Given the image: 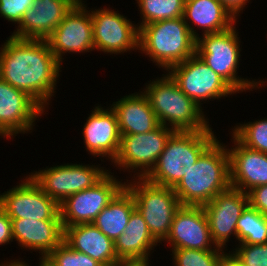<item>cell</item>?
<instances>
[{
	"label": "cell",
	"instance_id": "4dcf8cb0",
	"mask_svg": "<svg viewBox=\"0 0 267 266\" xmlns=\"http://www.w3.org/2000/svg\"><path fill=\"white\" fill-rule=\"evenodd\" d=\"M46 258L51 261L54 266H103L90 256L73 250L64 241L52 250Z\"/></svg>",
	"mask_w": 267,
	"mask_h": 266
},
{
	"label": "cell",
	"instance_id": "9c48e42d",
	"mask_svg": "<svg viewBox=\"0 0 267 266\" xmlns=\"http://www.w3.org/2000/svg\"><path fill=\"white\" fill-rule=\"evenodd\" d=\"M174 130L159 125L154 130L142 134L121 135L116 158L110 163L119 171L132 173V178H145L155 167L166 141Z\"/></svg>",
	"mask_w": 267,
	"mask_h": 266
},
{
	"label": "cell",
	"instance_id": "2e32d148",
	"mask_svg": "<svg viewBox=\"0 0 267 266\" xmlns=\"http://www.w3.org/2000/svg\"><path fill=\"white\" fill-rule=\"evenodd\" d=\"M248 205V194L230 187L202 206L208 218L212 240L217 247L227 251L230 238L234 236L233 239L237 241L236 224Z\"/></svg>",
	"mask_w": 267,
	"mask_h": 266
},
{
	"label": "cell",
	"instance_id": "7c38bea8",
	"mask_svg": "<svg viewBox=\"0 0 267 266\" xmlns=\"http://www.w3.org/2000/svg\"><path fill=\"white\" fill-rule=\"evenodd\" d=\"M113 174V175H112ZM110 172L94 187L84 189L67 197L60 205L63 227L92 223L99 213L109 205L125 187V181Z\"/></svg>",
	"mask_w": 267,
	"mask_h": 266
},
{
	"label": "cell",
	"instance_id": "44dd1931",
	"mask_svg": "<svg viewBox=\"0 0 267 266\" xmlns=\"http://www.w3.org/2000/svg\"><path fill=\"white\" fill-rule=\"evenodd\" d=\"M13 241L39 257H46L64 238L61 220L11 219ZM41 255V256H40Z\"/></svg>",
	"mask_w": 267,
	"mask_h": 266
},
{
	"label": "cell",
	"instance_id": "9a60e30c",
	"mask_svg": "<svg viewBox=\"0 0 267 266\" xmlns=\"http://www.w3.org/2000/svg\"><path fill=\"white\" fill-rule=\"evenodd\" d=\"M46 111L26 92L0 78V138L14 139L32 133ZM40 118V119H39Z\"/></svg>",
	"mask_w": 267,
	"mask_h": 266
},
{
	"label": "cell",
	"instance_id": "8d00e7d4",
	"mask_svg": "<svg viewBox=\"0 0 267 266\" xmlns=\"http://www.w3.org/2000/svg\"><path fill=\"white\" fill-rule=\"evenodd\" d=\"M151 259L120 260L116 266H151Z\"/></svg>",
	"mask_w": 267,
	"mask_h": 266
},
{
	"label": "cell",
	"instance_id": "7402d4cb",
	"mask_svg": "<svg viewBox=\"0 0 267 266\" xmlns=\"http://www.w3.org/2000/svg\"><path fill=\"white\" fill-rule=\"evenodd\" d=\"M63 241L73 250L84 253L103 266H116L120 261L115 253L114 242L93 223L63 227Z\"/></svg>",
	"mask_w": 267,
	"mask_h": 266
},
{
	"label": "cell",
	"instance_id": "3957f363",
	"mask_svg": "<svg viewBox=\"0 0 267 266\" xmlns=\"http://www.w3.org/2000/svg\"><path fill=\"white\" fill-rule=\"evenodd\" d=\"M163 72L166 74L148 81L142 90L159 123L174 131L210 130L205 109L185 95L172 77Z\"/></svg>",
	"mask_w": 267,
	"mask_h": 266
},
{
	"label": "cell",
	"instance_id": "f1b7e54d",
	"mask_svg": "<svg viewBox=\"0 0 267 266\" xmlns=\"http://www.w3.org/2000/svg\"><path fill=\"white\" fill-rule=\"evenodd\" d=\"M242 145L267 154V118L238 123L230 129Z\"/></svg>",
	"mask_w": 267,
	"mask_h": 266
},
{
	"label": "cell",
	"instance_id": "cb8c5ba5",
	"mask_svg": "<svg viewBox=\"0 0 267 266\" xmlns=\"http://www.w3.org/2000/svg\"><path fill=\"white\" fill-rule=\"evenodd\" d=\"M183 19L192 35L197 39L201 35L228 30L237 23V19L219 0L185 1ZM197 26V29L195 27Z\"/></svg>",
	"mask_w": 267,
	"mask_h": 266
},
{
	"label": "cell",
	"instance_id": "6da1fadb",
	"mask_svg": "<svg viewBox=\"0 0 267 266\" xmlns=\"http://www.w3.org/2000/svg\"><path fill=\"white\" fill-rule=\"evenodd\" d=\"M5 41L0 45V78L26 92L48 112L62 64L46 40L9 36Z\"/></svg>",
	"mask_w": 267,
	"mask_h": 266
},
{
	"label": "cell",
	"instance_id": "8992f818",
	"mask_svg": "<svg viewBox=\"0 0 267 266\" xmlns=\"http://www.w3.org/2000/svg\"><path fill=\"white\" fill-rule=\"evenodd\" d=\"M240 45L241 40L235 24L222 32L200 35L196 39V54L239 94L267 87V79H247L237 75L242 60Z\"/></svg>",
	"mask_w": 267,
	"mask_h": 266
},
{
	"label": "cell",
	"instance_id": "d6a6232c",
	"mask_svg": "<svg viewBox=\"0 0 267 266\" xmlns=\"http://www.w3.org/2000/svg\"><path fill=\"white\" fill-rule=\"evenodd\" d=\"M33 1L34 0H0V17L18 26L25 12L33 5Z\"/></svg>",
	"mask_w": 267,
	"mask_h": 266
},
{
	"label": "cell",
	"instance_id": "7a4b0ae2",
	"mask_svg": "<svg viewBox=\"0 0 267 266\" xmlns=\"http://www.w3.org/2000/svg\"><path fill=\"white\" fill-rule=\"evenodd\" d=\"M230 187L227 145L217 138L173 189L181 205L203 206Z\"/></svg>",
	"mask_w": 267,
	"mask_h": 266
},
{
	"label": "cell",
	"instance_id": "1f68e13d",
	"mask_svg": "<svg viewBox=\"0 0 267 266\" xmlns=\"http://www.w3.org/2000/svg\"><path fill=\"white\" fill-rule=\"evenodd\" d=\"M230 252L245 266H267V243H238Z\"/></svg>",
	"mask_w": 267,
	"mask_h": 266
},
{
	"label": "cell",
	"instance_id": "5bb4252c",
	"mask_svg": "<svg viewBox=\"0 0 267 266\" xmlns=\"http://www.w3.org/2000/svg\"><path fill=\"white\" fill-rule=\"evenodd\" d=\"M0 194V207L10 219L61 220L59 204L27 175ZM25 178V179H24Z\"/></svg>",
	"mask_w": 267,
	"mask_h": 266
},
{
	"label": "cell",
	"instance_id": "d590c367",
	"mask_svg": "<svg viewBox=\"0 0 267 266\" xmlns=\"http://www.w3.org/2000/svg\"><path fill=\"white\" fill-rule=\"evenodd\" d=\"M222 5L238 20L247 3L251 0H219Z\"/></svg>",
	"mask_w": 267,
	"mask_h": 266
},
{
	"label": "cell",
	"instance_id": "8fae6325",
	"mask_svg": "<svg viewBox=\"0 0 267 266\" xmlns=\"http://www.w3.org/2000/svg\"><path fill=\"white\" fill-rule=\"evenodd\" d=\"M90 9L95 51L116 56L139 50V28L135 21L112 7Z\"/></svg>",
	"mask_w": 267,
	"mask_h": 266
},
{
	"label": "cell",
	"instance_id": "5b68a950",
	"mask_svg": "<svg viewBox=\"0 0 267 266\" xmlns=\"http://www.w3.org/2000/svg\"><path fill=\"white\" fill-rule=\"evenodd\" d=\"M213 128L201 131H174L166 141L155 167L145 177L152 184L174 188L217 139Z\"/></svg>",
	"mask_w": 267,
	"mask_h": 266
},
{
	"label": "cell",
	"instance_id": "ba28073f",
	"mask_svg": "<svg viewBox=\"0 0 267 266\" xmlns=\"http://www.w3.org/2000/svg\"><path fill=\"white\" fill-rule=\"evenodd\" d=\"M64 163L40 168L28 175L59 205L70 195L94 187L109 172L102 164Z\"/></svg>",
	"mask_w": 267,
	"mask_h": 266
},
{
	"label": "cell",
	"instance_id": "e575fe53",
	"mask_svg": "<svg viewBox=\"0 0 267 266\" xmlns=\"http://www.w3.org/2000/svg\"><path fill=\"white\" fill-rule=\"evenodd\" d=\"M13 242L12 221L0 207V246Z\"/></svg>",
	"mask_w": 267,
	"mask_h": 266
},
{
	"label": "cell",
	"instance_id": "836d02e7",
	"mask_svg": "<svg viewBox=\"0 0 267 266\" xmlns=\"http://www.w3.org/2000/svg\"><path fill=\"white\" fill-rule=\"evenodd\" d=\"M249 205L261 214L267 215V184L260 185L248 193Z\"/></svg>",
	"mask_w": 267,
	"mask_h": 266
},
{
	"label": "cell",
	"instance_id": "f546056e",
	"mask_svg": "<svg viewBox=\"0 0 267 266\" xmlns=\"http://www.w3.org/2000/svg\"><path fill=\"white\" fill-rule=\"evenodd\" d=\"M173 266H221L226 250L172 249Z\"/></svg>",
	"mask_w": 267,
	"mask_h": 266
},
{
	"label": "cell",
	"instance_id": "277c9868",
	"mask_svg": "<svg viewBox=\"0 0 267 266\" xmlns=\"http://www.w3.org/2000/svg\"><path fill=\"white\" fill-rule=\"evenodd\" d=\"M139 53L167 71L196 54V38L183 16L143 25L139 29Z\"/></svg>",
	"mask_w": 267,
	"mask_h": 266
},
{
	"label": "cell",
	"instance_id": "30bf717a",
	"mask_svg": "<svg viewBox=\"0 0 267 266\" xmlns=\"http://www.w3.org/2000/svg\"><path fill=\"white\" fill-rule=\"evenodd\" d=\"M185 95L200 108L204 103L237 95V91L195 54L166 71ZM210 100V101H209Z\"/></svg>",
	"mask_w": 267,
	"mask_h": 266
},
{
	"label": "cell",
	"instance_id": "ab89813d",
	"mask_svg": "<svg viewBox=\"0 0 267 266\" xmlns=\"http://www.w3.org/2000/svg\"><path fill=\"white\" fill-rule=\"evenodd\" d=\"M0 266H26L23 262L7 261V259L0 262Z\"/></svg>",
	"mask_w": 267,
	"mask_h": 266
},
{
	"label": "cell",
	"instance_id": "d4e9b609",
	"mask_svg": "<svg viewBox=\"0 0 267 266\" xmlns=\"http://www.w3.org/2000/svg\"><path fill=\"white\" fill-rule=\"evenodd\" d=\"M158 243L135 208L124 232L114 241V249L119 260L148 259L156 251L155 247L160 246Z\"/></svg>",
	"mask_w": 267,
	"mask_h": 266
},
{
	"label": "cell",
	"instance_id": "484cf974",
	"mask_svg": "<svg viewBox=\"0 0 267 266\" xmlns=\"http://www.w3.org/2000/svg\"><path fill=\"white\" fill-rule=\"evenodd\" d=\"M135 208L133 195L124 187L92 223L114 242L124 232Z\"/></svg>",
	"mask_w": 267,
	"mask_h": 266
},
{
	"label": "cell",
	"instance_id": "d6986e66",
	"mask_svg": "<svg viewBox=\"0 0 267 266\" xmlns=\"http://www.w3.org/2000/svg\"><path fill=\"white\" fill-rule=\"evenodd\" d=\"M79 0H34L10 36L46 40Z\"/></svg>",
	"mask_w": 267,
	"mask_h": 266
},
{
	"label": "cell",
	"instance_id": "74e56055",
	"mask_svg": "<svg viewBox=\"0 0 267 266\" xmlns=\"http://www.w3.org/2000/svg\"><path fill=\"white\" fill-rule=\"evenodd\" d=\"M229 252V253H227ZM225 252L222 258L221 266H245L239 259H237L230 251Z\"/></svg>",
	"mask_w": 267,
	"mask_h": 266
},
{
	"label": "cell",
	"instance_id": "603a6c76",
	"mask_svg": "<svg viewBox=\"0 0 267 266\" xmlns=\"http://www.w3.org/2000/svg\"><path fill=\"white\" fill-rule=\"evenodd\" d=\"M116 100L110 106L117 115L120 135L147 133L160 125L141 90Z\"/></svg>",
	"mask_w": 267,
	"mask_h": 266
},
{
	"label": "cell",
	"instance_id": "4316f807",
	"mask_svg": "<svg viewBox=\"0 0 267 266\" xmlns=\"http://www.w3.org/2000/svg\"><path fill=\"white\" fill-rule=\"evenodd\" d=\"M236 230L238 243H267V215L248 205L237 221Z\"/></svg>",
	"mask_w": 267,
	"mask_h": 266
},
{
	"label": "cell",
	"instance_id": "ac0fdd59",
	"mask_svg": "<svg viewBox=\"0 0 267 266\" xmlns=\"http://www.w3.org/2000/svg\"><path fill=\"white\" fill-rule=\"evenodd\" d=\"M83 125L84 146L88 154L113 162L120 146L121 135L115 111L109 105L107 108L95 104ZM103 159V160H102Z\"/></svg>",
	"mask_w": 267,
	"mask_h": 266
},
{
	"label": "cell",
	"instance_id": "4fadbf2b",
	"mask_svg": "<svg viewBox=\"0 0 267 266\" xmlns=\"http://www.w3.org/2000/svg\"><path fill=\"white\" fill-rule=\"evenodd\" d=\"M86 0H79L46 39L55 57L63 64L67 53L94 51L93 21Z\"/></svg>",
	"mask_w": 267,
	"mask_h": 266
},
{
	"label": "cell",
	"instance_id": "83f0119b",
	"mask_svg": "<svg viewBox=\"0 0 267 266\" xmlns=\"http://www.w3.org/2000/svg\"><path fill=\"white\" fill-rule=\"evenodd\" d=\"M140 11L137 27L183 16L185 0H135Z\"/></svg>",
	"mask_w": 267,
	"mask_h": 266
},
{
	"label": "cell",
	"instance_id": "e0dca14e",
	"mask_svg": "<svg viewBox=\"0 0 267 266\" xmlns=\"http://www.w3.org/2000/svg\"><path fill=\"white\" fill-rule=\"evenodd\" d=\"M163 243L172 249L224 250L213 242L202 206L181 205Z\"/></svg>",
	"mask_w": 267,
	"mask_h": 266
},
{
	"label": "cell",
	"instance_id": "f35d334b",
	"mask_svg": "<svg viewBox=\"0 0 267 266\" xmlns=\"http://www.w3.org/2000/svg\"><path fill=\"white\" fill-rule=\"evenodd\" d=\"M9 261L23 262L26 266H31L30 263L25 262L24 259L20 257L19 259L18 258L17 259L14 258L13 260L9 259ZM37 261H39L38 266H54L53 263H51V261H49L46 257H40L39 260Z\"/></svg>",
	"mask_w": 267,
	"mask_h": 266
},
{
	"label": "cell",
	"instance_id": "ffe728a7",
	"mask_svg": "<svg viewBox=\"0 0 267 266\" xmlns=\"http://www.w3.org/2000/svg\"><path fill=\"white\" fill-rule=\"evenodd\" d=\"M232 147L227 145L230 157L231 187L248 193L267 184V154L242 145L231 135Z\"/></svg>",
	"mask_w": 267,
	"mask_h": 266
},
{
	"label": "cell",
	"instance_id": "52a82bcc",
	"mask_svg": "<svg viewBox=\"0 0 267 266\" xmlns=\"http://www.w3.org/2000/svg\"><path fill=\"white\" fill-rule=\"evenodd\" d=\"M124 180L151 235L161 244L168 236L174 215L181 206L174 189L149 183L145 178Z\"/></svg>",
	"mask_w": 267,
	"mask_h": 266
}]
</instances>
